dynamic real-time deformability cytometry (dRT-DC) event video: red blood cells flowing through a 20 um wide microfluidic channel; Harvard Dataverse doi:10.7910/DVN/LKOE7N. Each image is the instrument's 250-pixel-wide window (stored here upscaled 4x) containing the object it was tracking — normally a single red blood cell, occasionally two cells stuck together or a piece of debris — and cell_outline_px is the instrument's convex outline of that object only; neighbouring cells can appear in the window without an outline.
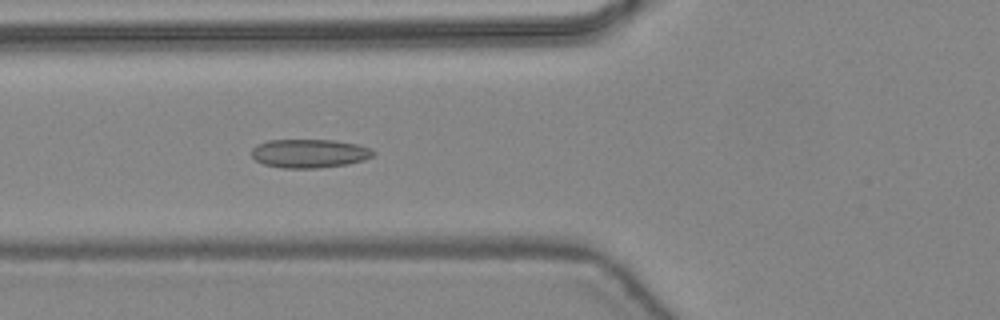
{"species": "common noctule bat (a hibernating species)", "species_latin": "Nyctalus noctula", "temperature_condition": "warm", "stored_images_in_passage": 47, "camera_frame_rate_fps": 3000, "um_per_image_px": 0.085, "animal": {"sex": "female", "body_mass_g": 24.6, "forearm_length_mm": 56.2}, "frame": {"image": 1, "passage_image": 19, "time_ms": 6.0, "image_size_px": [1000, 320], "cell_outline_px": [[376, 152], [372, 156], [364, 160], [348, 164], [320, 168], [284, 168], [264, 164], [256, 160], [252, 156], [252, 148], [256, 144], [268, 140], [332, 140], [356, 144], [372, 148]], "centroid_in_image_um": [26.31, 13.04], "position_along_channel_um": 99.5, "area_um2": 20.4}}
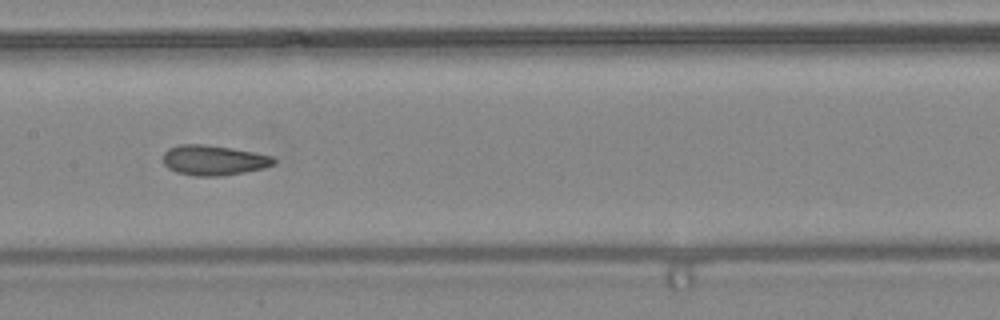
{"frame": {"image": 2, "passage_image": 25, "time_ms": 8.0, "image_size_px": [1000, 320], "cell_outline_px": [[276, 164], [264, 168], [244, 172], [220, 176], [192, 176], [176, 172], [168, 168], [164, 164], [164, 152], [168, 148], [180, 144], [204, 144], [232, 148], [272, 156], [276, 160]], "centroid_in_image_um": [18.15, 13.62], "position_along_channel_um": 189.2, "area_um2": 19.48}}
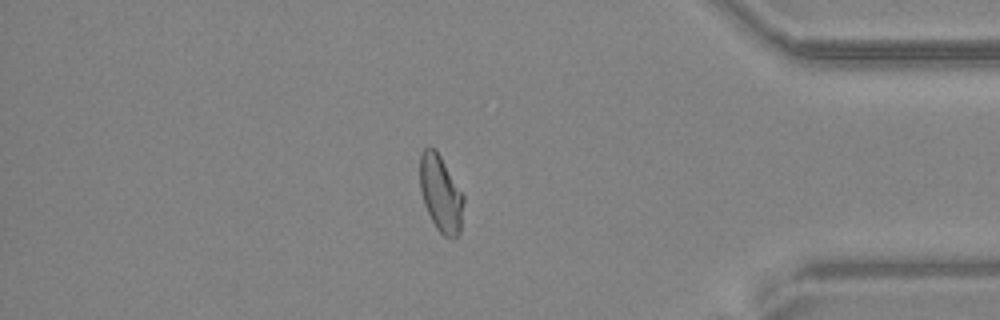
{"frame": {"image": 3, "passage_image": 41, "time_ms": 13.333, "image_size_px": [1000, 320], "cell_outline_px": [[464, 200], [460, 232], [452, 240], [444, 236], [436, 228], [424, 204], [420, 188], [420, 152], [428, 144], [436, 148], [464, 196]], "centroid_in_image_um": [37.45, 16.42], "position_along_channel_um": 397.7, "area_um2": 19.65}, "authors_computed_cell_mechanics": {"area_um2": 20.1144, "velocity_mm_per_s": 4.4499, "shape_relaxation_time_tau1_ms": null, "shape_relaxation_time_tau2_ms": 1.5069, "deformation_change_tau1": null, "deformation_change_tau2": 0.0688}}